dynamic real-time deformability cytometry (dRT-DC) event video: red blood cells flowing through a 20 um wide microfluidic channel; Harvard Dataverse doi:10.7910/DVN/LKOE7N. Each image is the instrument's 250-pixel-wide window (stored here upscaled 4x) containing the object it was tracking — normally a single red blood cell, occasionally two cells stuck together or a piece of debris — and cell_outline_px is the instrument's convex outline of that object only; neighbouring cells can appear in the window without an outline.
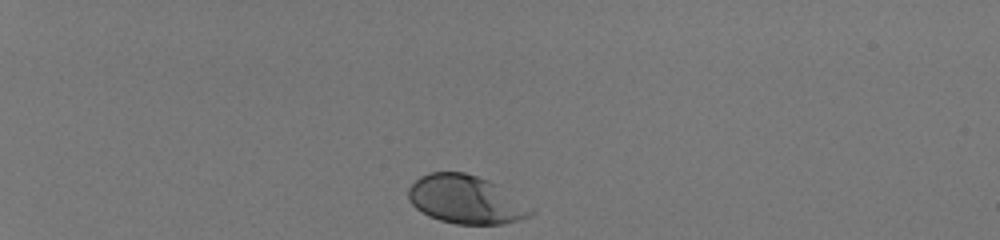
{"species": "human", "species_latin": "Homo sapiens", "temperature_condition": "room temperature", "stored_images_in_passage": 35, "camera_frame_rate_fps": 3000, "um_per_image_px": 0.085, "donor": {"sex": "male"}, "frame": {"image": 1, "passage_image": 1, "time_ms": 0.0, "image_size_px": [1000, 240], "cell_outline_px": [[536, 212], [528, 216], [504, 224], [456, 224], [440, 220], [428, 216], [416, 208], [408, 200], [408, 188], [420, 176], [428, 172], [464, 172], [488, 180]], "centroid_in_image_um": [39.5, 16.96], "position_along_channel_um": 45.5, "area_um2": 33.87}}
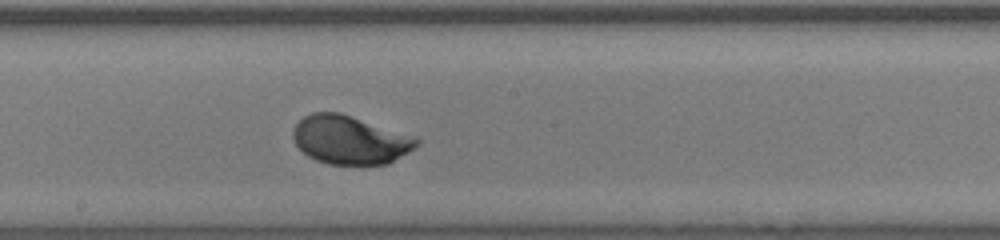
{"frame": {"image": 2, "passage_image": 20, "time_ms": 6.333, "image_size_px": [1000, 240], "cell_outline_px": [[420, 144], [408, 152], [388, 164], [328, 164], [316, 160], [308, 156], [296, 144], [292, 136], [292, 132], [296, 124], [304, 116], [312, 112], [340, 112], [420, 140]], "centroid_in_image_um": [29.69, 11.9], "position_along_channel_um": 218.5, "area_um2": 34.28}}
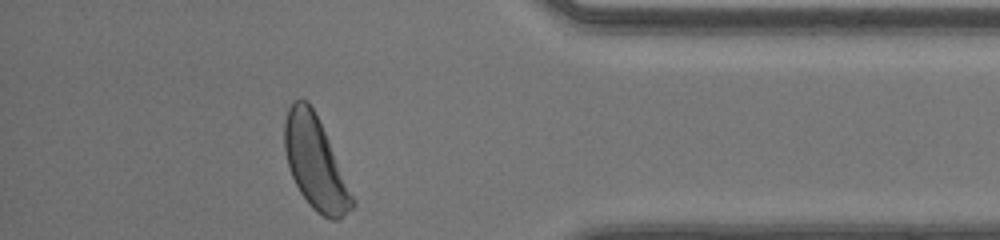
{"frame": {"image": 3, "passage_image": 35, "time_ms": 11.333, "image_size_px": [1000, 240], "cell_outline_px": [[356, 208], [340, 220], [332, 220], [316, 212], [308, 204], [300, 192], [292, 176], [288, 164], [284, 148], [284, 120], [288, 108], [292, 100], [308, 100], [328, 140], [356, 200]], "centroid_in_image_um": [26.82, 13.91], "position_along_channel_um": 408.4, "area_um2": 36.36}, "authors_computed_cell_mechanics": {"area_um2": 34.2176, "velocity_mm_per_s": 4.0904, "shape_relaxation_time_tau1_ms": 2.0085, "shape_relaxation_time_tau2_ms": null, "deformation_change_tau1": 0.136, "deformation_change_tau2": null}}